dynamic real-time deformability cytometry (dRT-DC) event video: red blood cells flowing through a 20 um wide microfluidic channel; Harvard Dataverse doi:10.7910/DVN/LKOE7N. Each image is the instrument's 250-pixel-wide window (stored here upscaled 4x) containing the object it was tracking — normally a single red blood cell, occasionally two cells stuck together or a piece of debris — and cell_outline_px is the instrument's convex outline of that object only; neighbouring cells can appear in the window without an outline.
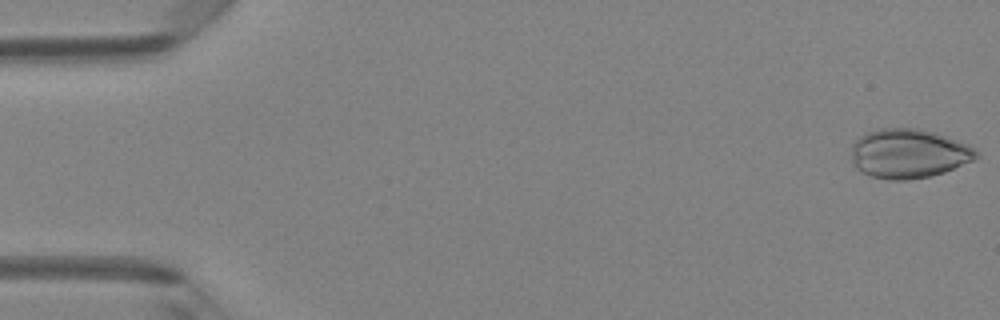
{"species": "Egyptian fruit bat (a non-hibernating species)", "species_latin": "Rousettus aegyptiacus", "temperature_condition": "room temperature", "stored_images_in_passage": 48, "camera_frame_rate_fps": 3000, "um_per_image_px": 0.085, "animal": {"sex": "female"}, "frame": {"image": 1, "passage_image": 1, "time_ms": 0.0, "image_size_px": [1000, 320], "cell_outline_px": [[980, 156], [976, 160], [944, 172], [932, 176], [908, 180], [888, 180], [868, 176], [860, 172], [852, 164], [852, 144], [864, 132], [880, 128], [920, 128], [936, 132], [968, 144]], "centroid_in_image_um": [77.22, 13.06], "position_along_channel_um": 7.8, "area_um2": 36.47}}
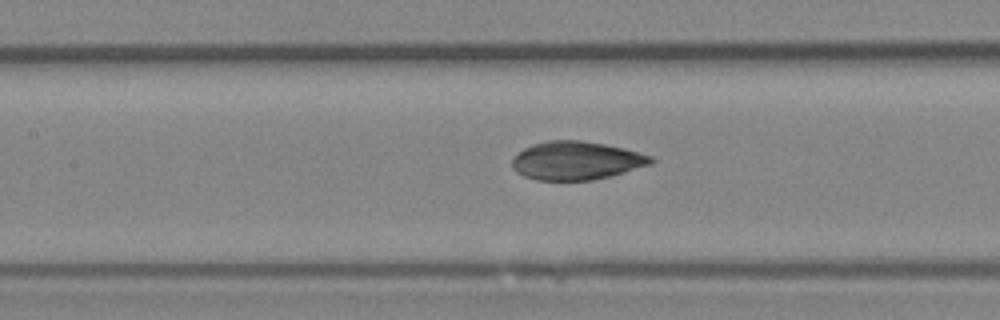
{"frame": {"image": 2, "passage_image": 22, "time_ms": 7.0, "image_size_px": [1000, 320], "cell_outline_px": [[656, 160], [652, 164], [612, 176], [592, 180], [536, 180], [524, 176], [516, 172], [512, 168], [512, 160], [524, 148], [532, 144], [548, 140], [580, 140], [604, 144], [624, 148], [652, 156]], "centroid_in_image_um": [49.01, 13.65], "position_along_channel_um": 158.4, "area_um2": 31.15}}
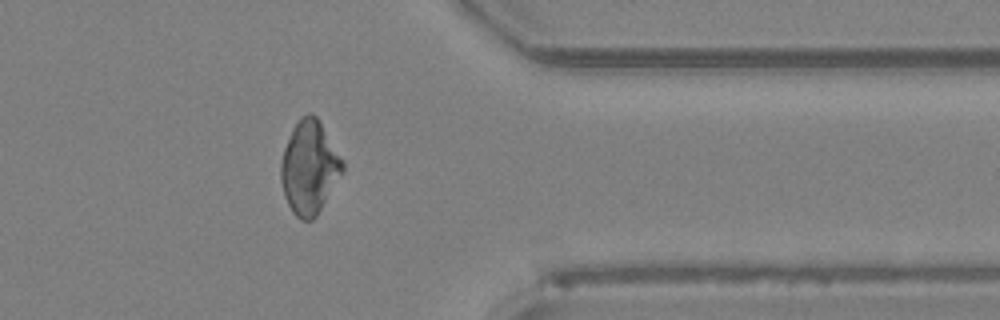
{"frame": {"image": 3, "passage_image": 39, "time_ms": 12.667, "image_size_px": [1000, 320], "cell_outline_px": [[344, 172], [316, 216], [312, 220], [300, 220], [292, 212], [284, 196], [280, 180], [280, 164], [284, 148], [292, 128], [300, 116], [308, 112], [312, 112], [320, 120], [344, 160]], "centroid_in_image_um": [26.3, 14.21], "position_along_channel_um": 385.1, "area_um2": 33.99}}